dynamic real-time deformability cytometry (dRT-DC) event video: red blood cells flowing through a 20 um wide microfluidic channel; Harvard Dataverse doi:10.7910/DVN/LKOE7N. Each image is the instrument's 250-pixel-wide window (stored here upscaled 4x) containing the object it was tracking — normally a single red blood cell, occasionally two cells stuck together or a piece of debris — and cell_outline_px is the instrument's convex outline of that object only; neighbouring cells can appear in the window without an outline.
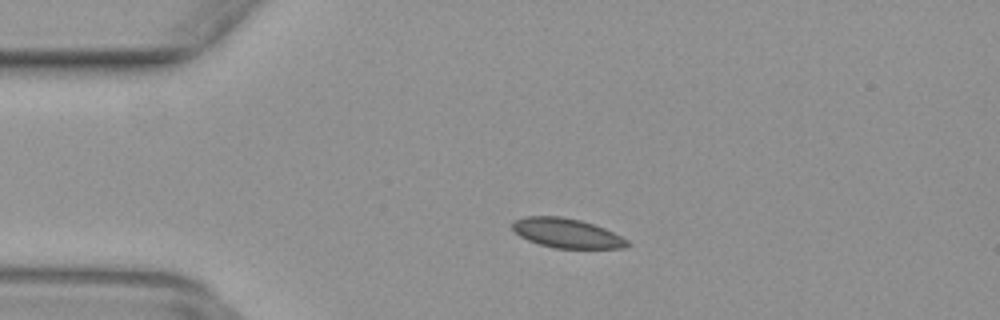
{"species": "common noctule bat (a hibernating species)", "species_latin": "Nyctalus noctula", "temperature_condition": "warm", "stored_images_in_passage": 48, "camera_frame_rate_fps": 3000, "um_per_image_px": 0.085, "animal": {"sex": "female", "body_mass_g": 29.2, "forearm_length_mm": 56.3}, "frame": {"image": 1, "passage_image": 9, "time_ms": 2.667, "image_size_px": [1000, 320], "cell_outline_px": [[628, 244], [624, 248], [556, 248], [540, 244], [528, 240], [520, 236], [512, 228], [512, 220], [524, 216], [560, 216], [580, 220], [604, 228], [628, 240]], "centroid_in_image_um": [48.13, 19.8], "position_along_channel_um": 36.9, "area_um2": 19.54}}
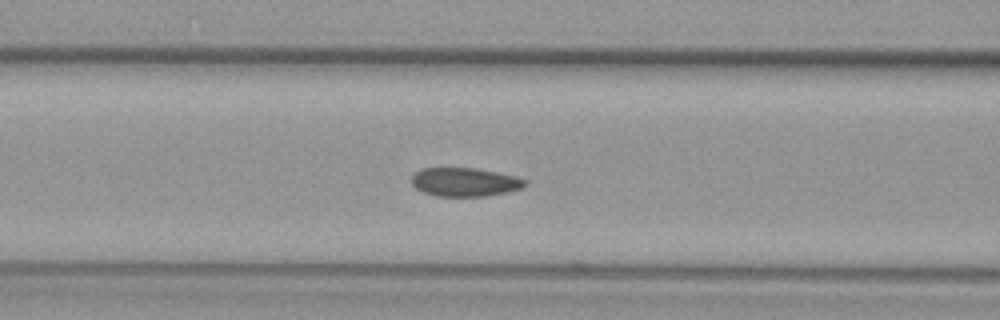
{"frame": {"image": 2, "passage_image": 18, "time_ms": 5.667, "image_size_px": [1000, 320], "cell_outline_px": [[528, 184], [524, 188], [508, 192], [488, 196], [436, 196], [424, 192], [416, 188], [412, 184], [412, 176], [420, 168], [476, 168], [516, 176], [528, 180]], "centroid_in_image_um": [39.56, 15.47], "position_along_channel_um": 127.0, "area_um2": 19.13}}
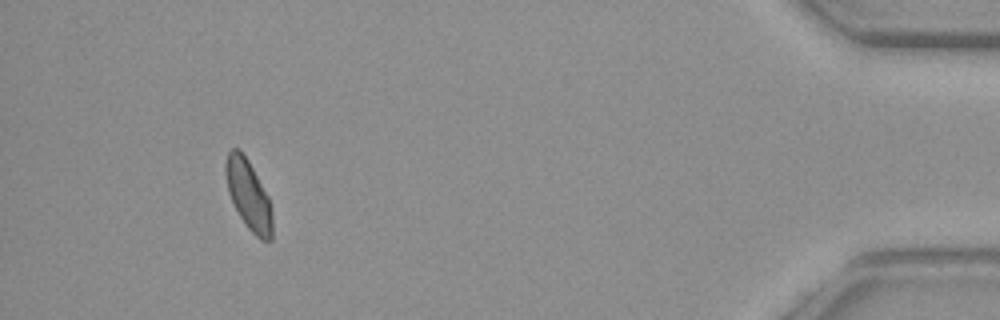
{"frame": {"image": 3, "passage_image": 44, "time_ms": 14.333, "image_size_px": [1000, 320], "cell_outline_px": [[272, 240], [260, 240], [244, 224], [228, 192], [224, 168], [224, 164], [228, 152], [232, 148], [240, 148], [248, 160], [268, 196], [272, 212]], "centroid_in_image_um": [21.11, 16.55], "position_along_channel_um": 414.1, "area_um2": 18.9}}